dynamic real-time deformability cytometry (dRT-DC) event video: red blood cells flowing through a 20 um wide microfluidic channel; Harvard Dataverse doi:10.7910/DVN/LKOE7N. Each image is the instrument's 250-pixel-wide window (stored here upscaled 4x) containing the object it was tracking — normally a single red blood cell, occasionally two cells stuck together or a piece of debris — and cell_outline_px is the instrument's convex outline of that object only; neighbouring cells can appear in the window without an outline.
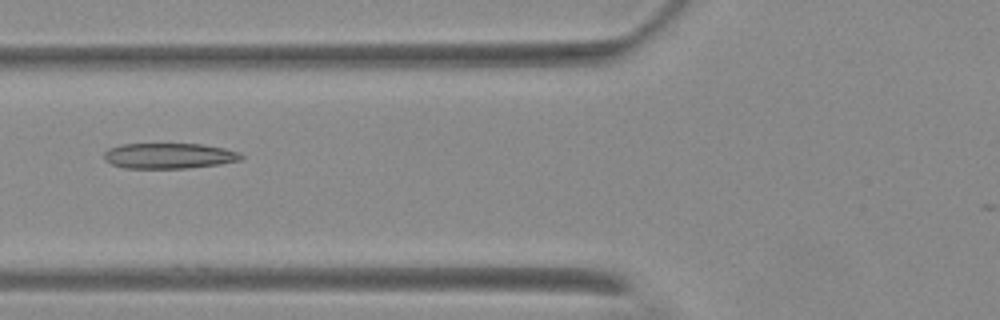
{"species": "Egyptian fruit bat (a non-hibernating species)", "species_latin": "Rousettus aegyptiacus", "temperature_condition": "warm", "stored_images_in_passage": 4, "camera_frame_rate_fps": 3000, "um_per_image_px": 0.085, "animal": {"sex": "female"}, "frame": {"image": 1, "passage_image": 4, "time_ms": 3.667, "image_size_px": [1000, 320], "cell_outline_px": [[244, 160], [220, 164], [188, 168], [128, 168], [112, 164], [104, 160], [104, 152], [108, 148], [120, 144], [204, 144], [224, 148], [240, 152], [244, 156]], "centroid_in_image_um": [14.41, 13.24], "position_along_channel_um": 111.4, "area_um2": 20.58}}